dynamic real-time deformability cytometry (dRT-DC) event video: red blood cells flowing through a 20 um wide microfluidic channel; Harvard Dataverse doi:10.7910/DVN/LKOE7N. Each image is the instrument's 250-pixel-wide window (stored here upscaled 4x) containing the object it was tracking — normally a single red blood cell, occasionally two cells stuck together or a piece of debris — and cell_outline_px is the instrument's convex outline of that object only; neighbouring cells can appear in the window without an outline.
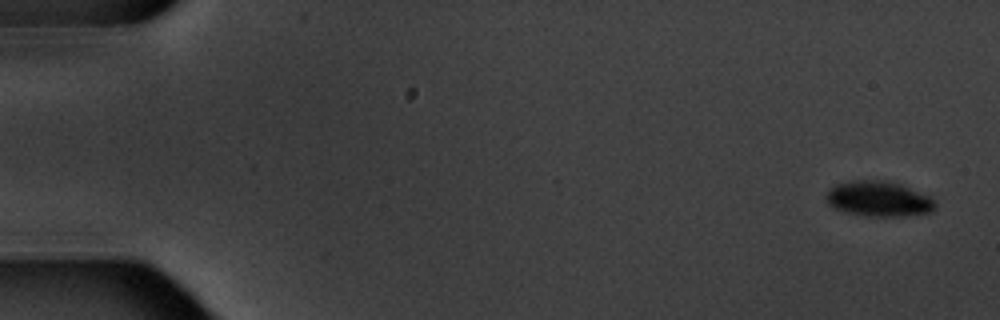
{"species": "common noctule bat (a hibernating species)", "species_latin": "Nyctalus noctula", "temperature_condition": "warm", "stored_images_in_passage": 6, "camera_frame_rate_fps": 3000, "um_per_image_px": 0.085, "animal": {"sex": "male", "body_mass_g": 20.1, "forearm_length_mm": 53.5}, "frame": {"image": 1, "passage_image": 1, "time_ms": 0.0, "image_size_px": [1000, 320], "cell_outline_px": [[936, 208], [932, 212], [904, 216], [864, 216], [844, 212], [828, 204], [824, 196], [836, 184], [856, 180], [888, 180], [900, 184], [928, 196], [936, 204]], "centroid_in_image_um": [74.67, 16.91], "position_along_channel_um": 10.3, "area_um2": 22.37}}
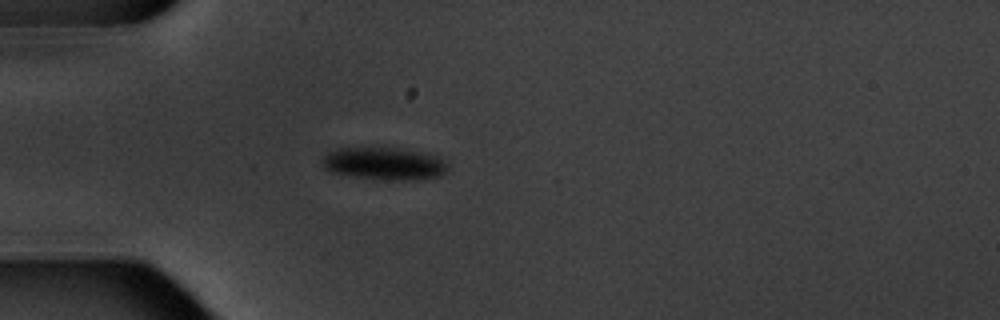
{"frame": {"image": 2, "passage_image": 5, "time_ms": 5.0, "image_size_px": [1000, 320], "cell_outline_px": [[448, 168], [440, 176], [408, 180], [404, 180], [356, 176], [332, 172], [324, 168], [324, 156], [328, 152], [340, 148], [400, 148], [420, 152], [436, 156], [444, 160], [448, 164]], "centroid_in_image_um": [32.69, 13.89], "position_along_channel_um": 52.3, "area_um2": 23.12}}